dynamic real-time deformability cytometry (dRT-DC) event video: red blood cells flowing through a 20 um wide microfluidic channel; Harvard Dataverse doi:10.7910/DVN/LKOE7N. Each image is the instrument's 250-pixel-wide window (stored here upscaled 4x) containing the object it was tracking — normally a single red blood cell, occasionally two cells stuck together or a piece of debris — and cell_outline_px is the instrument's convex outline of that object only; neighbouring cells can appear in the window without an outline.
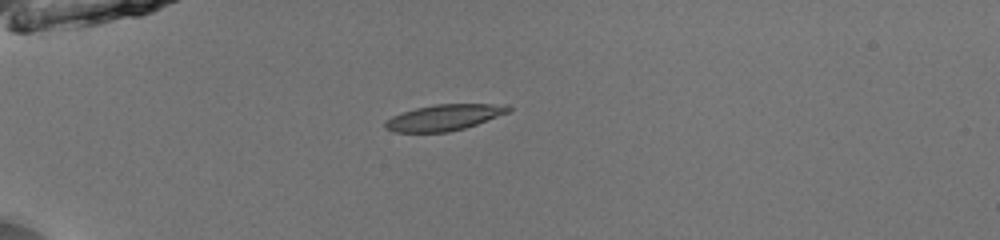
{"species": "common noctule bat (a hibernating species)", "species_latin": "Nyctalus noctula", "temperature_condition": "room temperature", "stored_images_in_passage": 37, "camera_frame_rate_fps": 3000, "um_per_image_px": 0.085, "animal": {"sex": "male", "body_mass_g": 13.0, "forearm_length_mm": 53.1}, "frame": {"image": 1, "passage_image": 1, "time_ms": 0.0, "image_size_px": [1000, 240], "cell_outline_px": [[512, 108], [508, 112], [476, 124], [464, 128], [448, 132], [396, 132], [384, 128], [384, 124], [392, 116], [416, 108], [436, 104], [508, 104]], "centroid_in_image_um": [37.76, 9.98], "position_along_channel_um": 47.2, "area_um2": 18.44}}
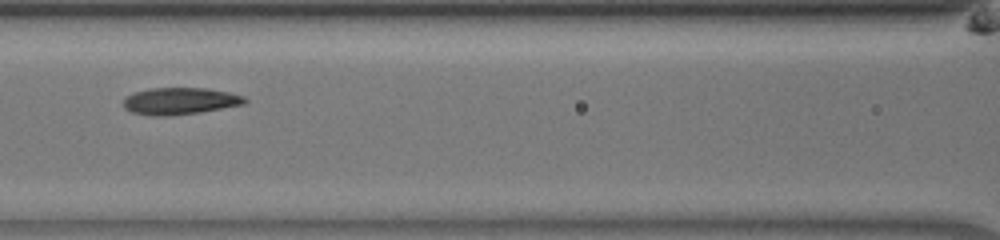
{"frame": {"image": 2, "passage_image": 11, "time_ms": 3.333, "image_size_px": [1000, 240], "cell_outline_px": [[248, 100], [244, 104], [200, 112], [168, 116], [152, 116], [132, 112], [124, 108], [124, 96], [132, 92], [148, 88], [208, 88], [228, 92], [244, 96]], "centroid_in_image_um": [15.26, 8.58], "position_along_channel_um": 151.3, "area_um2": 19.19}}
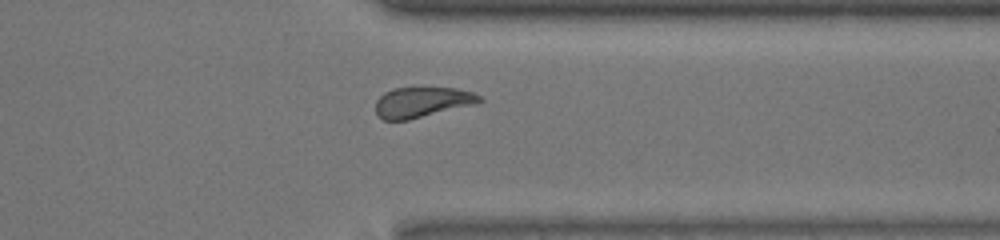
{"frame": {"image": 3, "passage_image": 28, "time_ms": 9.0, "image_size_px": [1000, 240], "cell_outline_px": [[484, 100], [476, 104], [408, 120], [384, 120], [376, 116], [376, 100], [384, 92], [392, 88], [456, 88], [472, 92], [480, 96]], "centroid_in_image_um": [35.86, 8.69], "position_along_channel_um": 375.5, "area_um2": 18.44}, "authors_computed_cell_mechanics": {"area_um2": 18.7272, "velocity_mm_per_s": 3.9648, "shape_relaxation_time_tau1_ms": 5.6317, "shape_relaxation_time_tau2_ms": 2.9506, "deformation_change_tau1": 0.1434, "deformation_change_tau2": 0.1082}}